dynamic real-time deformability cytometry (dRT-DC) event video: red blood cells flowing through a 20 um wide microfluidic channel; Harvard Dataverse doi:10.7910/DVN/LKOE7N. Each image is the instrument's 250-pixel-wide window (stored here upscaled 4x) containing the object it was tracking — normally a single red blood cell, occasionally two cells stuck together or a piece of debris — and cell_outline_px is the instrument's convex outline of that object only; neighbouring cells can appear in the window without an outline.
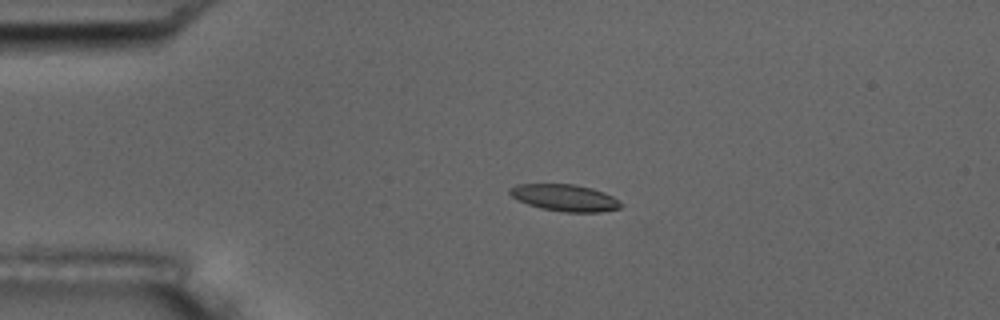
{"species": "common noctule bat (a hibernating species)", "species_latin": "Nyctalus noctula", "temperature_condition": "room temperature", "stored_images_in_passage": 5, "camera_frame_rate_fps": 3000, "um_per_image_px": 0.085, "animal": {"sex": "male", "body_mass_g": 17.5, "forearm_length_mm": 52.3}, "frame": {"image": 1, "passage_image": 4, "time_ms": 3.667, "image_size_px": [1000, 320], "cell_outline_px": [[624, 204], [620, 208], [600, 212], [564, 212], [540, 208], [528, 204], [512, 196], [508, 192], [508, 188], [516, 184], [572, 184], [592, 188], [604, 192], [612, 196]], "centroid_in_image_um": [48.01, 16.81], "position_along_channel_um": 37.0, "area_um2": 17.34}}